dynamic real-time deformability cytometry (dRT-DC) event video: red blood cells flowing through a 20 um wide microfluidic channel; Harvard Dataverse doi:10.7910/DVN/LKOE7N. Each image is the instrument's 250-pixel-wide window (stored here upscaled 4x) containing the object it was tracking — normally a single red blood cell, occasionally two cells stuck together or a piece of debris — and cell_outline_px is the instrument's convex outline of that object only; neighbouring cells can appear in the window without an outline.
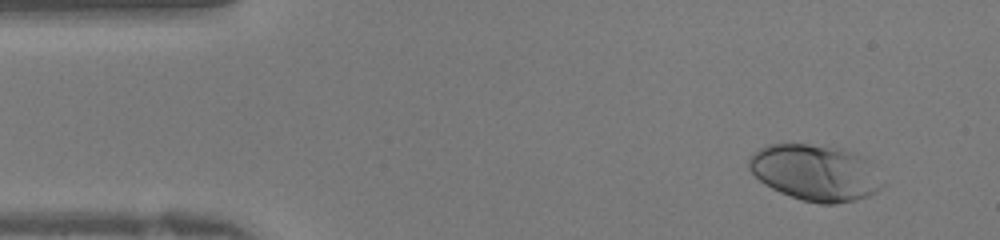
{"species": "human", "species_latin": "Homo sapiens", "temperature_condition": "warm", "stored_images_in_passage": 39, "camera_frame_rate_fps": 3000, "um_per_image_px": 0.085, "donor": {"sex": "female"}, "frame": {"image": 1, "passage_image": 1, "time_ms": 0.0, "image_size_px": [1000, 240], "cell_outline_px": [[888, 184], [876, 192], [868, 196], [856, 200], [836, 204], [820, 204], [800, 200], [780, 192], [764, 184], [748, 168], [748, 160], [752, 152], [768, 144], [808, 144], [840, 148], [860, 156], [868, 160]], "centroid_in_image_um": [69.33, 14.69], "position_along_channel_um": 15.7, "area_um2": 44.1}}
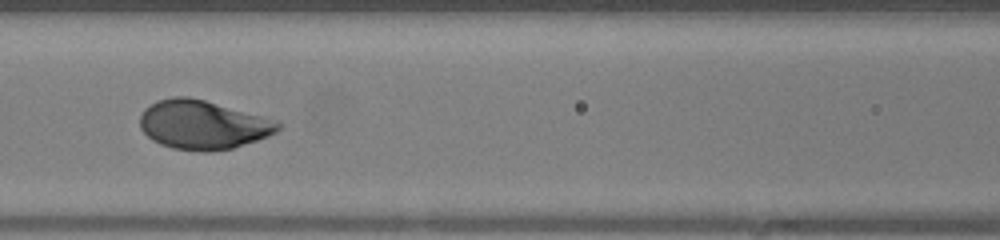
{"frame": {"image": 2, "passage_image": 15, "time_ms": 4.667, "image_size_px": [1000, 240], "cell_outline_px": [[280, 128], [276, 132], [268, 136], [232, 148], [208, 152], [200, 152], [172, 148], [160, 144], [152, 140], [140, 128], [140, 116], [144, 108], [156, 100], [172, 96], [188, 96], [204, 100], [260, 116], [280, 124]], "centroid_in_image_um": [17.16, 10.61], "position_along_channel_um": 149.4, "area_um2": 39.02}}
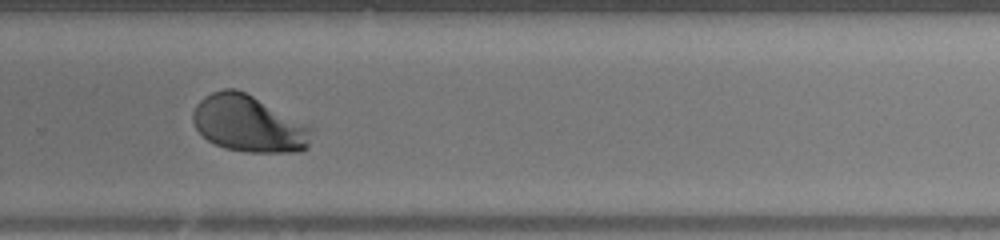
{"frame": {"image": 3, "passage_image": 25, "time_ms": 8.0, "image_size_px": [1000, 240], "cell_outline_px": [[316, 128], [308, 148], [300, 152], [244, 152], [224, 148], [208, 140], [196, 128], [192, 120], [192, 112], [196, 104], [204, 96], [212, 92], [224, 88], [236, 88]], "centroid_in_image_um": [21.17, 10.53], "position_along_channel_um": 308.6, "area_um2": 39.48}}